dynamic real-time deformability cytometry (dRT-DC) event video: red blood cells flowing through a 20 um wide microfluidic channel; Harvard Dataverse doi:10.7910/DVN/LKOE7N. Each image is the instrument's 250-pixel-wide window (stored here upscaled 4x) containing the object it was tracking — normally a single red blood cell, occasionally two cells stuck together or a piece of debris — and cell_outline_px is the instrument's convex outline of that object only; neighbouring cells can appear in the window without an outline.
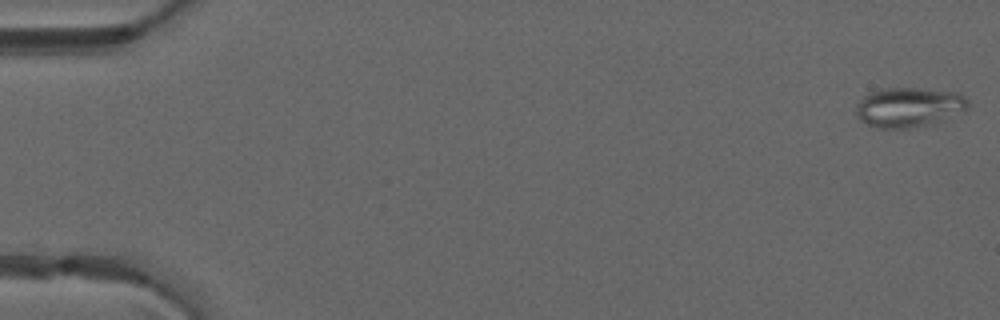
{"species": "common noctule bat (a hibernating species)", "species_latin": "Nyctalus noctula", "temperature_condition": "warm", "stored_images_in_passage": 8, "camera_frame_rate_fps": 3000, "um_per_image_px": 0.085, "animal": {"sex": "male", "forearm_length_mm": 52.5}, "frame": {"image": 1, "passage_image": 1, "time_ms": 0.0, "image_size_px": [1000, 320], "cell_outline_px": [[968, 108], [940, 120], [912, 128], [876, 128], [860, 120], [856, 116], [856, 104], [864, 96], [880, 88], [916, 88], [956, 92], [964, 96], [968, 100]], "centroid_in_image_um": [77.2, 9.1], "position_along_channel_um": 7.8, "area_um2": 25.61}}